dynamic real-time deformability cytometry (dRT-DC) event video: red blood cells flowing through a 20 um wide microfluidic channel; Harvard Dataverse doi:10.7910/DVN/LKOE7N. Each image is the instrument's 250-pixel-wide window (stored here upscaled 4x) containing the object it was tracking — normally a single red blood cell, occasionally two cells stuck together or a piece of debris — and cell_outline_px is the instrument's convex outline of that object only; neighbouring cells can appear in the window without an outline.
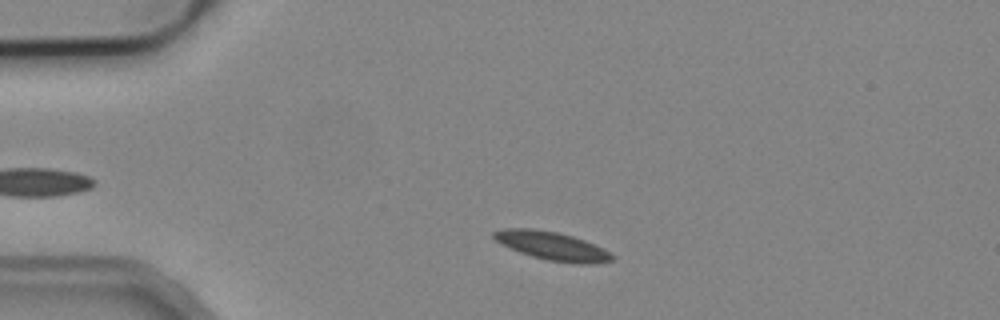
{"species": "common noctule bat (a hibernating species)", "species_latin": "Nyctalus noctula", "temperature_condition": "cold", "stored_images_in_passage": 2, "camera_frame_rate_fps": 3000, "um_per_image_px": 0.085, "animal": {"sex": "male", "body_mass_g": 19.2, "forearm_length_mm": 51.8}, "frame": {"image": 1, "passage_image": 1, "time_ms": 0.0, "image_size_px": [1000, 320], "cell_outline_px": [[616, 256], [612, 260], [588, 264], [580, 264], [548, 260], [532, 256], [520, 252], [496, 240], [492, 236], [492, 232], [504, 228], [532, 228], [556, 232], [572, 236], [584, 240], [604, 248]], "centroid_in_image_um": [46.96, 20.9], "position_along_channel_um": 38.0, "area_um2": 19.36}}